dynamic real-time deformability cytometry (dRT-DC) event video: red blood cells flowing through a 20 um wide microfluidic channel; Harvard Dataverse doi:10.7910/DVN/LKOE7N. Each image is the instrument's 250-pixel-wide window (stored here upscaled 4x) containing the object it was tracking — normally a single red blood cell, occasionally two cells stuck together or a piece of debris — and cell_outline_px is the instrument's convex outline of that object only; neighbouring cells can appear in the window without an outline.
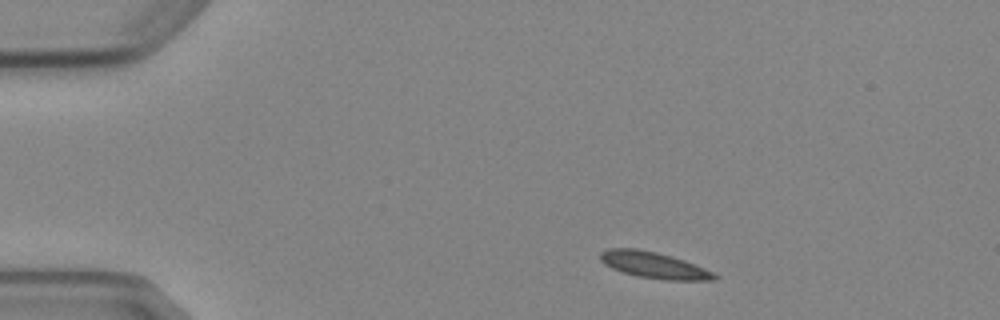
{"species": "Egyptian fruit bat (a non-hibernating species)", "species_latin": "Rousettus aegyptiacus", "temperature_condition": "cold", "stored_images_in_passage": 3, "camera_frame_rate_fps": 3000, "um_per_image_px": 0.085, "animal": {"sex": "female"}, "frame": {"image": 1, "passage_image": 1, "time_ms": 0.0, "image_size_px": [1000, 320], "cell_outline_px": [[720, 276], [716, 280], [664, 280], [636, 276], [612, 268], [604, 264], [600, 260], [600, 252], [608, 248], [636, 248], [656, 252], [684, 260], [704, 268]], "centroid_in_image_um": [55.57, 22.54], "position_along_channel_um": 29.4, "area_um2": 17.46}}